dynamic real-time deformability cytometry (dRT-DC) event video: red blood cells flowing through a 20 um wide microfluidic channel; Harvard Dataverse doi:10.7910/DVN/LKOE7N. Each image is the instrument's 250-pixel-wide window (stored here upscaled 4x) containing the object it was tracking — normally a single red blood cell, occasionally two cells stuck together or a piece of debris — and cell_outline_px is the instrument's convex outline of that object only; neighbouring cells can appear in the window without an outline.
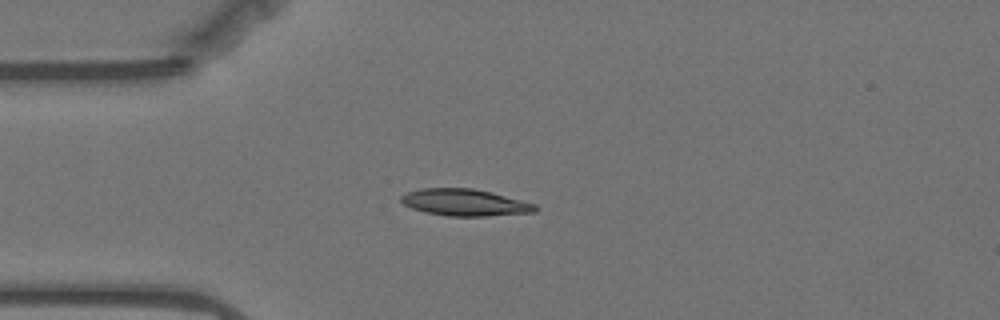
{"species": "Egyptian fruit bat (a non-hibernating species)", "species_latin": "Rousettus aegyptiacus", "temperature_condition": "warm", "stored_images_in_passage": 52, "camera_frame_rate_fps": 3000, "um_per_image_px": 0.085, "animal": {"sex": "female"}, "frame": {"image": 1, "passage_image": 13, "time_ms": 4.0, "image_size_px": [1000, 320], "cell_outline_px": [[536, 212], [488, 216], [448, 216], [424, 212], [412, 208], [404, 204], [400, 200], [400, 196], [408, 192], [420, 188], [472, 188], [492, 192], [536, 204]], "centroid_in_image_um": [39.5, 17.21], "position_along_channel_um": 45.5, "area_um2": 20.98}}
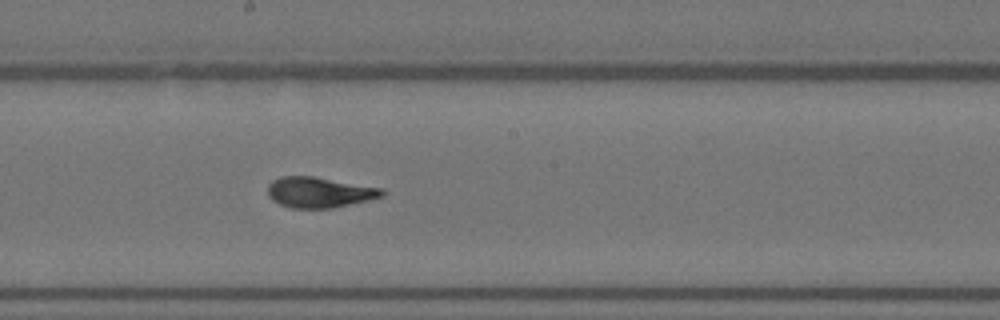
{"frame": {"image": 2, "passage_image": 29, "time_ms": 9.333, "image_size_px": [1000, 320], "cell_outline_px": [[384, 196], [368, 200], [332, 208], [292, 208], [280, 204], [272, 200], [268, 196], [268, 184], [272, 180], [280, 176], [312, 176], [384, 188]], "centroid_in_image_um": [27.13, 16.34], "position_along_channel_um": 221.1, "area_um2": 20.4}}
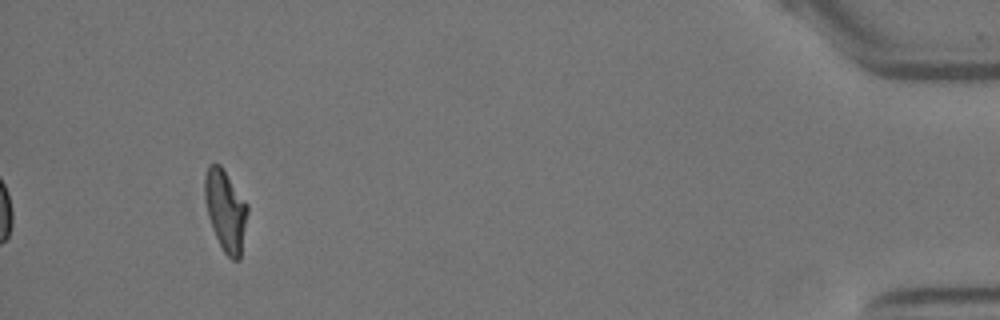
{"frame": {"image": 3, "passage_image": 52, "time_ms": 17.0, "image_size_px": [1000, 320], "cell_outline_px": [[248, 212], [240, 260], [232, 260], [224, 252], [212, 228], [208, 216], [204, 196], [204, 176], [208, 164], [220, 164], [248, 204]], "centroid_in_image_um": [19.17, 17.87], "position_along_channel_um": 416.0, "area_um2": 20.29}, "authors_computed_cell_mechanics": {"area_um2": 20.2589, "velocity_mm_per_s": 3.5304, "shape_relaxation_time_tau1_ms": 9.4321, "shape_relaxation_time_tau2_ms": 1.082, "deformation_change_tau1": 0.2443, "deformation_change_tau2": 0.0704}}